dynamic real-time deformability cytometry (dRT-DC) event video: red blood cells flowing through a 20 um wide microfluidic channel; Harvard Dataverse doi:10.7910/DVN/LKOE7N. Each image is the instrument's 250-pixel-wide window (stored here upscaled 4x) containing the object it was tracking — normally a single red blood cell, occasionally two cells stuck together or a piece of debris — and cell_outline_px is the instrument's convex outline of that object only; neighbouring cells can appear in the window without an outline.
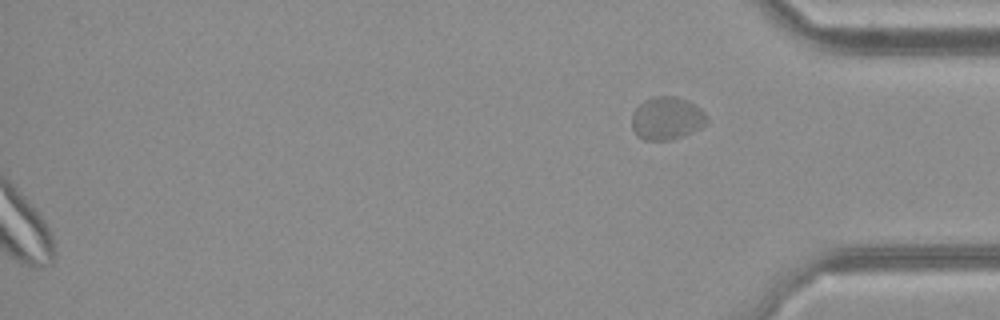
{"species": "common noctule bat (a hibernating species)", "species_latin": "Nyctalus noctula", "temperature_condition": "cold", "stored_images_in_passage": 30, "segment_of_instrument_passage": [2, 2], "camera_frame_rate_fps": 3000, "um_per_image_px": 0.085, "animal": {"sex": "female", "body_mass_g": 21.9}, "frame": {"image": 1, "passage_image": 30, "time_ms": 9.667, "image_size_px": [1000, 320], "cell_outline_px": [[708, 124], [692, 132], [668, 140], [644, 140], [636, 136], [632, 128], [632, 112], [644, 100], [652, 96], [676, 96], [688, 100], [700, 108], [708, 116]], "centroid_in_image_um": [56.68, 10.05], "position_along_channel_um": 378.5, "area_um2": 18.96}}